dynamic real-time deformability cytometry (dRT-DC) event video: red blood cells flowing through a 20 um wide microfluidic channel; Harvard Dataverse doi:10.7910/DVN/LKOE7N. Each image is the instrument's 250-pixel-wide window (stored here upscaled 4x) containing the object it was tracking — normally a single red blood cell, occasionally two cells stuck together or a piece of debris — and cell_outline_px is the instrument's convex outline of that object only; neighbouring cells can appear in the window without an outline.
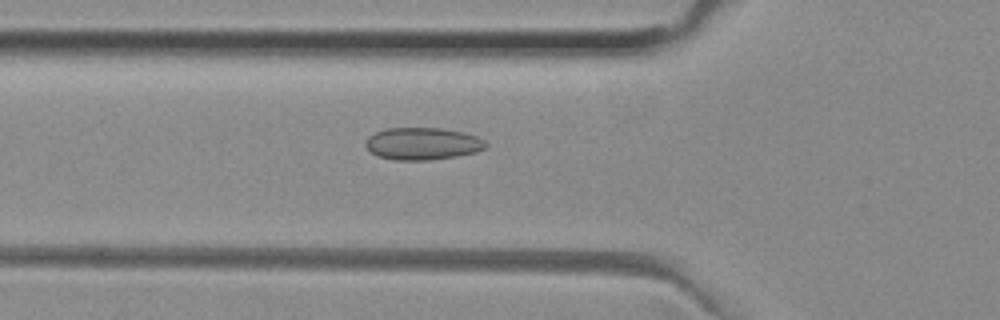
{"species": "common noctule bat (a hibernating species)", "species_latin": "Nyctalus noctula", "temperature_condition": "room temperature", "stored_images_in_passage": 52, "camera_frame_rate_fps": 3000, "um_per_image_px": 0.085, "animal": {"sex": "female", "body_mass_g": 29.2, "forearm_length_mm": 56.3}, "frame": {"image": 1, "passage_image": 18, "time_ms": 5.667, "image_size_px": [1000, 320], "cell_outline_px": [[488, 144], [484, 148], [476, 152], [456, 156], [428, 160], [396, 160], [380, 156], [372, 152], [364, 144], [364, 140], [368, 136], [376, 132], [388, 128], [444, 128], [464, 132], [476, 136], [484, 140]], "centroid_in_image_um": [35.92, 12.2], "position_along_channel_um": 89.9, "area_um2": 22.54}}
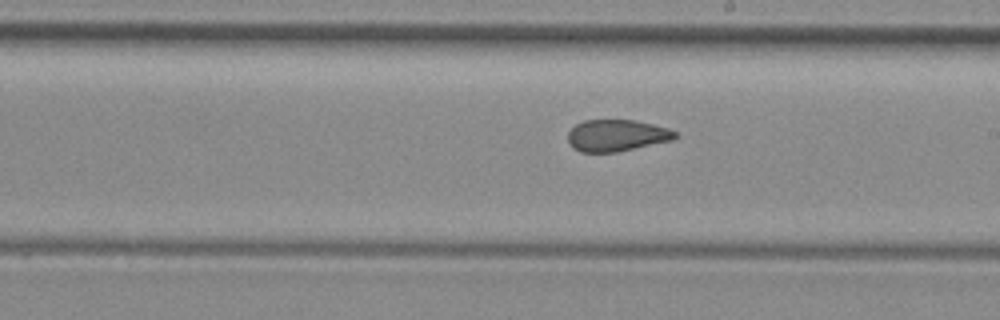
{"frame": {"image": 2, "passage_image": 29, "time_ms": 9.333, "image_size_px": [1000, 320], "cell_outline_px": [[676, 136], [672, 140], [616, 152], [580, 152], [572, 148], [568, 144], [568, 132], [576, 124], [584, 120], [632, 120], [652, 124], [668, 128], [676, 132]], "centroid_in_image_um": [52.37, 11.52], "position_along_channel_um": 236.6, "area_um2": 19.71}}
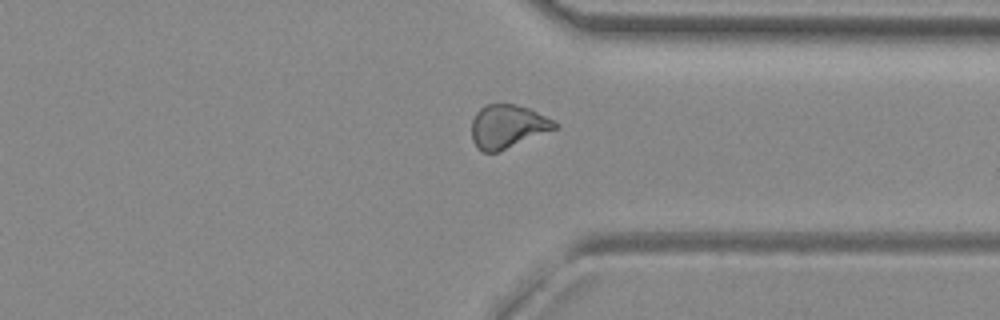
{"frame": {"image": 3, "passage_image": 39, "time_ms": 12.667, "image_size_px": [1000, 320], "cell_outline_px": [[556, 128], [496, 152], [484, 152], [476, 148], [472, 140], [472, 120], [476, 112], [484, 104], [516, 104], [528, 108], [552, 120], [556, 124]], "centroid_in_image_um": [43.07, 10.73], "position_along_channel_um": 368.3, "area_um2": 20.58}, "authors_computed_cell_mechanics": {"area_um2": 21.386, "velocity_mm_per_s": 3.9946, "shape_relaxation_time_tau1_ms": null, "shape_relaxation_time_tau2_ms": 1.7625, "deformation_change_tau1": null, "deformation_change_tau2": 0.071}}